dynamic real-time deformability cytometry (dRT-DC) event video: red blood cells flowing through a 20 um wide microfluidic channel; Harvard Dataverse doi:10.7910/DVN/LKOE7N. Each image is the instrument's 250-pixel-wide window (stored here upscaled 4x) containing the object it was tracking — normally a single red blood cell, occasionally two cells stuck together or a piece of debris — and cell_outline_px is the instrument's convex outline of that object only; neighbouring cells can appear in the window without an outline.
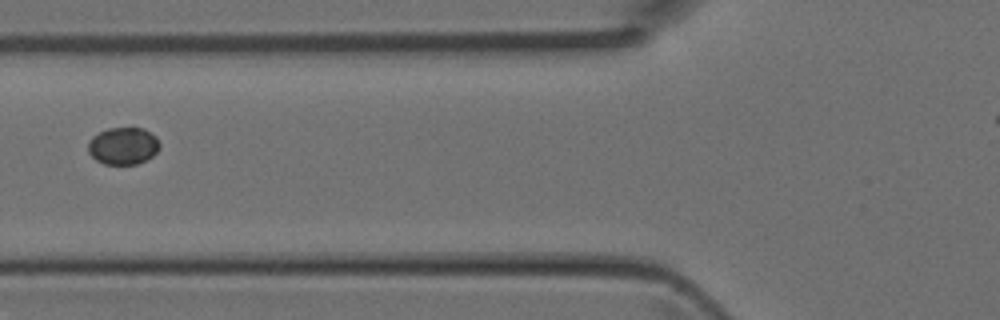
{"species": "Egyptian fruit bat (a non-hibernating species)", "species_latin": "Rousettus aegyptiacus", "temperature_condition": "room temperature", "stored_images_in_passage": 4, "camera_frame_rate_fps": 3000, "um_per_image_px": 0.085, "animal": {"sex": "female"}, "frame": {"image": 1, "passage_image": 3, "time_ms": 0.667, "image_size_px": [1000, 320], "cell_outline_px": [[160, 148], [152, 156], [136, 164], [104, 164], [96, 160], [88, 152], [88, 144], [92, 136], [108, 128], [144, 128], [156, 136], [160, 144]], "centroid_in_image_um": [10.47, 12.39], "position_along_channel_um": 115.3, "area_um2": 15.49}}
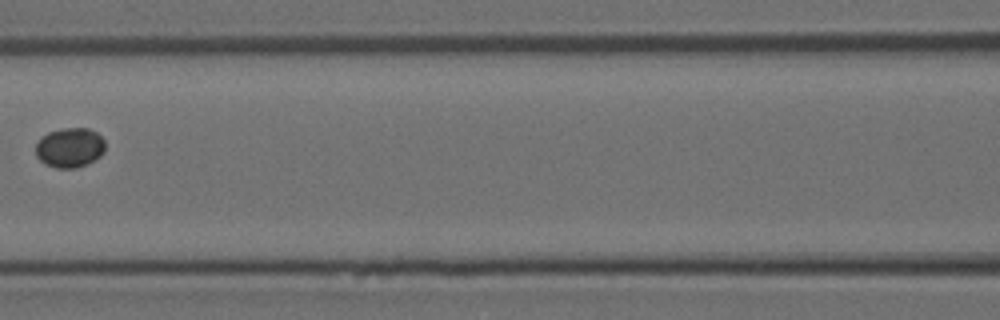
{"frame": {"image": 2, "passage_image": 4, "time_ms": 1.0, "image_size_px": [1000, 320], "cell_outline_px": [[104, 152], [100, 156], [88, 164], [76, 168], [56, 168], [40, 160], [36, 156], [36, 144], [48, 132], [64, 128], [88, 128], [96, 132], [104, 140]], "centroid_in_image_um": [5.95, 12.55], "position_along_channel_um": 160.6, "area_um2": 15.95}}